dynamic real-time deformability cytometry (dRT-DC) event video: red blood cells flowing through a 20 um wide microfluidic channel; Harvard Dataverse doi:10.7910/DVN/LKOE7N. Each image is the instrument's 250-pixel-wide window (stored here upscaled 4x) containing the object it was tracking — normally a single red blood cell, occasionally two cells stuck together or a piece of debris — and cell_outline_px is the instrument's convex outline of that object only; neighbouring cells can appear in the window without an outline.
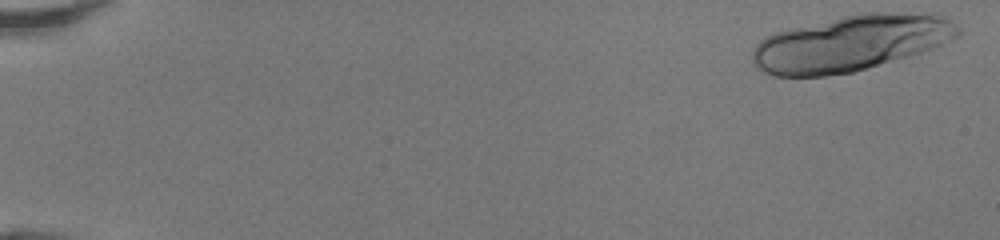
{"species": "human", "species_latin": "Homo sapiens", "temperature_condition": "room temperature", "stored_images_in_passage": 19, "camera_frame_rate_fps": 3000, "um_per_image_px": 0.085, "donor": {"sex": "female"}, "frame": {"image": 1, "passage_image": 1, "time_ms": 0.0, "image_size_px": [1000, 240], "cell_outline_px": [[960, 36], [932, 48], [908, 56], [852, 72], [824, 76], [776, 76], [764, 72], [752, 60], [752, 52], [756, 44], [760, 40], [776, 32], [792, 28], [860, 12], [884, 12], [932, 16], [948, 20], [960, 32]], "centroid_in_image_um": [72.23, 3.69], "position_along_channel_um": 12.8, "area_um2": 65.55}}